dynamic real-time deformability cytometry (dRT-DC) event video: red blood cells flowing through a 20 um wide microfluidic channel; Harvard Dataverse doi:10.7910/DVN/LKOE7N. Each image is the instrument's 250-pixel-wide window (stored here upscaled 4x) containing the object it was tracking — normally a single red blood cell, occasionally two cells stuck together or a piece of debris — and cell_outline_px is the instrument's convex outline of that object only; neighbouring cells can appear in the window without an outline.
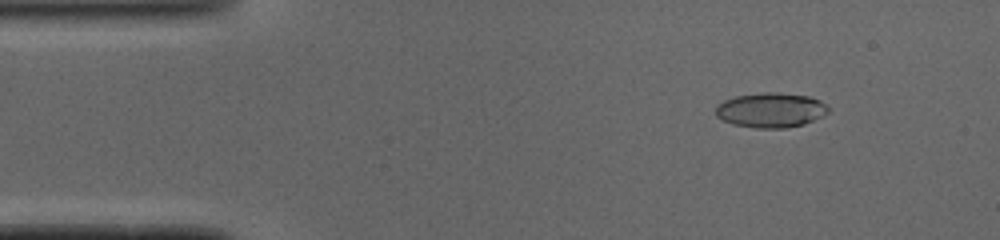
{"species": "common noctule bat (a hibernating species)", "species_latin": "Nyctalus noctula", "temperature_condition": "cold", "stored_images_in_passage": 49, "camera_frame_rate_fps": 3000, "um_per_image_px": 0.085, "animal": {"sex": "male", "body_mass_g": 19.0, "forearm_length_mm": 50.8}, "frame": {"image": 1, "passage_image": 6, "time_ms": 1.667, "image_size_px": [1000, 240], "cell_outline_px": [[828, 112], [804, 124], [784, 128], [756, 128], [732, 124], [716, 116], [716, 104], [724, 100], [736, 96], [764, 92], [776, 92], [808, 96], [820, 100], [828, 108]], "centroid_in_image_um": [65.48, 9.35], "position_along_channel_um": 19.5, "area_um2": 22.66}}
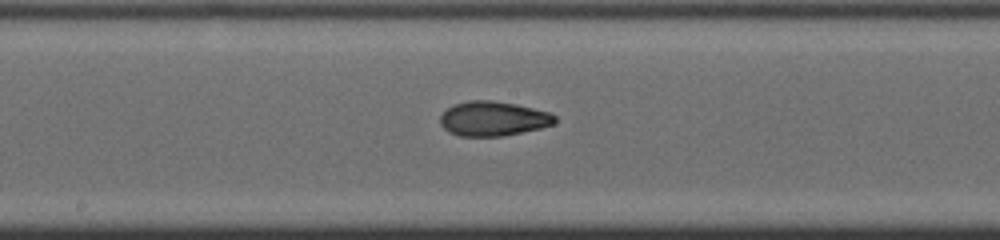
{"frame": {"image": 2, "passage_image": 25, "time_ms": 8.0, "image_size_px": [1000, 240], "cell_outline_px": [[556, 120], [552, 124], [540, 128], [504, 136], [460, 136], [448, 132], [440, 124], [440, 116], [452, 104], [468, 100], [492, 100], [516, 104], [548, 112], [556, 116]], "centroid_in_image_um": [41.88, 10.08], "position_along_channel_um": 206.3, "area_um2": 23.12}}
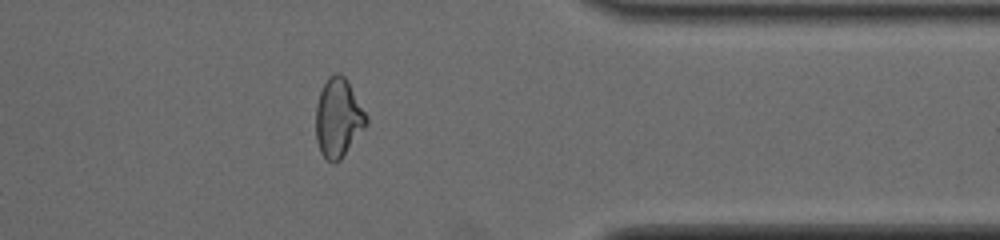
{"frame": {"image": 3, "passage_image": 39, "time_ms": 12.667, "image_size_px": [1000, 240], "cell_outline_px": [[368, 124], [340, 160], [332, 164], [320, 152], [316, 140], [316, 104], [320, 92], [328, 76], [336, 72], [340, 72], [348, 80], [368, 116]], "centroid_in_image_um": [28.76, 10.0], "position_along_channel_um": 382.6, "area_um2": 23.41}, "authors_computed_cell_mechanics": {"area_um2": 22.831, "velocity_mm_per_s": 4.1154, "shape_relaxation_time_tau1_ms": 7.094, "shape_relaxation_time_tau2_ms": 2.4811, "deformation_change_tau1": 0.2295, "deformation_change_tau2": 0.0814}}